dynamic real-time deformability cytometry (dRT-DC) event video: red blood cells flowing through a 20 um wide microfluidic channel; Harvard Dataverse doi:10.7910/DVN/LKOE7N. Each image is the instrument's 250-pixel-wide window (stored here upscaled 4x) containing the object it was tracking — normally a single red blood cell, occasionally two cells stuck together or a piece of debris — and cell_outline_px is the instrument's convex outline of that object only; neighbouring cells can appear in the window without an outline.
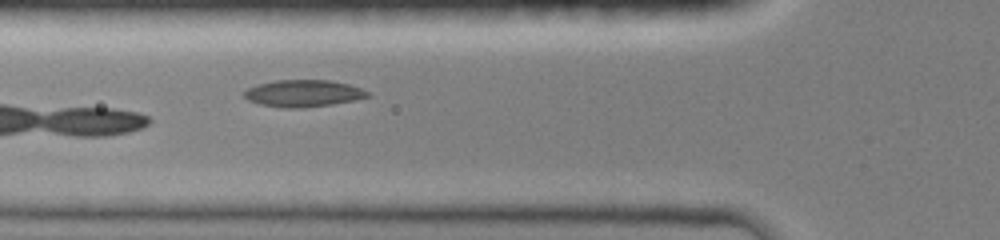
{"species": "common noctule bat (a hibernating species)", "species_latin": "Nyctalus noctula", "temperature_condition": "room temperature", "stored_images_in_passage": 9, "camera_frame_rate_fps": 3000, "um_per_image_px": 0.085, "animal": {"sex": "female", "body_mass_g": 19.0, "forearm_length_mm": 51.5}, "frame": {"image": 1, "passage_image": 9, "time_ms": 5.333, "image_size_px": [1000, 240], "cell_outline_px": [[368, 96], [352, 100], [332, 104], [296, 108], [288, 108], [260, 104], [248, 100], [244, 96], [244, 92], [248, 88], [260, 84], [276, 80], [328, 80], [348, 84], [360, 88], [368, 92]], "centroid_in_image_um": [25.75, 7.93], "position_along_channel_um": 100.1, "area_um2": 18.9}}